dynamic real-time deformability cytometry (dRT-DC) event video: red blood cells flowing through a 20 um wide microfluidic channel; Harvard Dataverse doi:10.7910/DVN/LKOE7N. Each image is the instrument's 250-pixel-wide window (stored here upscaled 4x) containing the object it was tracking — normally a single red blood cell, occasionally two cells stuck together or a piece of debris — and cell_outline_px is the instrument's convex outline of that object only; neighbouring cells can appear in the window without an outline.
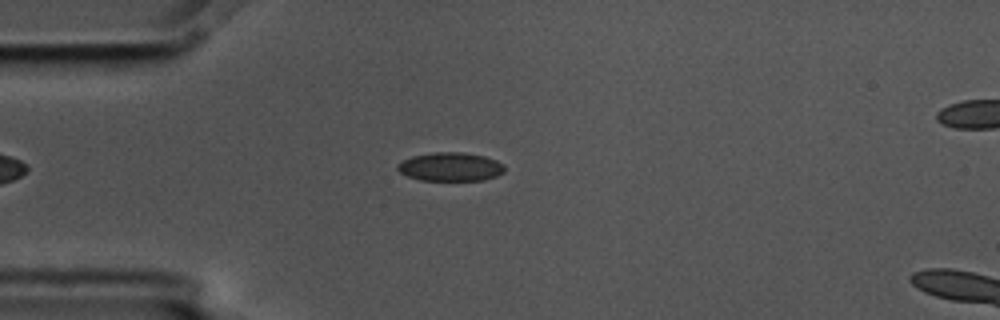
{"species": "common noctule bat (a hibernating species)", "species_latin": "Nyctalus noctula", "temperature_condition": "cold", "stored_images_in_passage": 51, "camera_frame_rate_fps": 3000, "um_per_image_px": 0.085, "animal": {"sex": "male", "body_mass_g": 17.5, "forearm_length_mm": 52.3}, "frame": {"image": 1, "passage_image": 13, "time_ms": 4.0, "image_size_px": [1000, 320], "cell_outline_px": [[504, 172], [496, 176], [484, 180], [420, 180], [408, 176], [400, 172], [396, 168], [396, 164], [412, 156], [436, 152], [460, 152], [484, 156], [496, 160], [504, 164]], "centroid_in_image_um": [38.29, 14.18], "position_along_channel_um": 46.7, "area_um2": 17.8}}
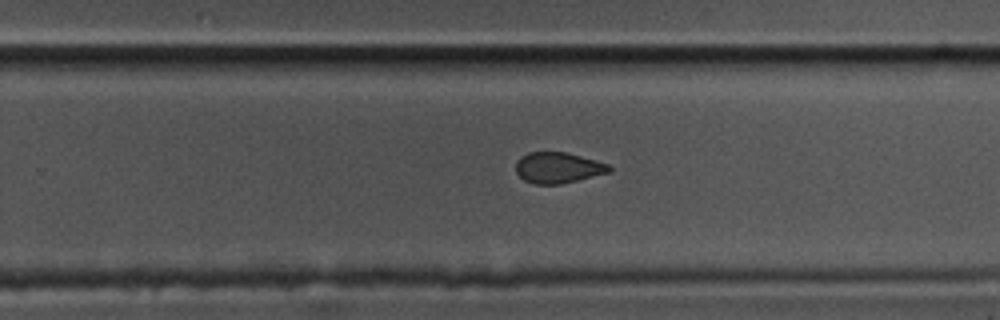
{"frame": {"image": 2, "passage_image": 34, "time_ms": 11.0, "image_size_px": [1000, 320], "cell_outline_px": [[612, 172], [560, 184], [536, 184], [524, 180], [516, 172], [516, 160], [520, 156], [528, 152], [564, 152], [580, 156], [608, 164], [612, 168]], "centroid_in_image_um": [47.42, 14.25], "position_along_channel_um": 282.4, "area_um2": 16.76}}
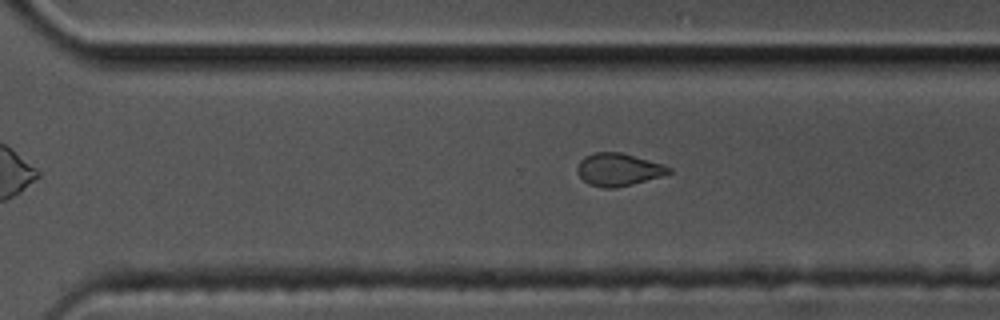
{"frame": {"image": 3, "passage_image": 37, "time_ms": 12.0, "image_size_px": [1000, 320], "cell_outline_px": [[672, 172], [660, 176], [632, 184], [616, 188], [604, 188], [588, 184], [576, 172], [576, 168], [580, 160], [584, 156], [596, 152], [620, 152], [664, 164], [672, 168]], "centroid_in_image_um": [52.55, 14.41], "position_along_channel_um": 318.1, "area_um2": 17.4}, "authors_computed_cell_mechanics": {"area_um2": 18.0914, "velocity_mm_per_s": 3.567, "shape_relaxation_time_tau1_ms": null, "shape_relaxation_time_tau2_ms": 1.7044, "deformation_change_tau1": null, "deformation_change_tau2": 0.0445}}